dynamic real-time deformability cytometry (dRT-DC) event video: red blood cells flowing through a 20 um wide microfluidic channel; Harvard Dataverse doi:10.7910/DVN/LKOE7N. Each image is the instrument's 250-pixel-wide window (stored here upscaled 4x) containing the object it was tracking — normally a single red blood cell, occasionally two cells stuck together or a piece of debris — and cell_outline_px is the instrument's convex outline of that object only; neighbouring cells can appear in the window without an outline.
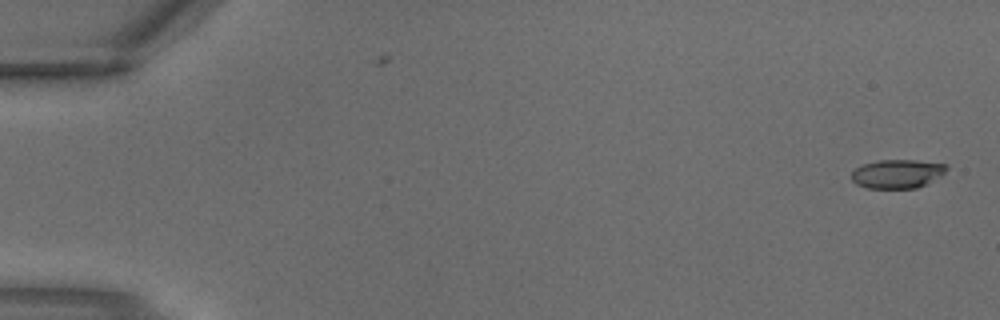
{"species": "common noctule bat (a hibernating species)", "species_latin": "Nyctalus noctula", "temperature_condition": "warm", "stored_images_in_passage": 4, "camera_frame_rate_fps": 3000, "um_per_image_px": 0.085, "animal": {"sex": "male", "body_mass_g": 18.8}, "frame": {"image": 1, "passage_image": 1, "time_ms": 0.0, "image_size_px": [1000, 320], "cell_outline_px": [[948, 168], [940, 176], [916, 188], [868, 188], [856, 184], [852, 180], [852, 172], [856, 168], [864, 164], [880, 160], [916, 160], [948, 164]], "centroid_in_image_um": [76.27, 14.76], "position_along_channel_um": 8.7, "area_um2": 15.78}}